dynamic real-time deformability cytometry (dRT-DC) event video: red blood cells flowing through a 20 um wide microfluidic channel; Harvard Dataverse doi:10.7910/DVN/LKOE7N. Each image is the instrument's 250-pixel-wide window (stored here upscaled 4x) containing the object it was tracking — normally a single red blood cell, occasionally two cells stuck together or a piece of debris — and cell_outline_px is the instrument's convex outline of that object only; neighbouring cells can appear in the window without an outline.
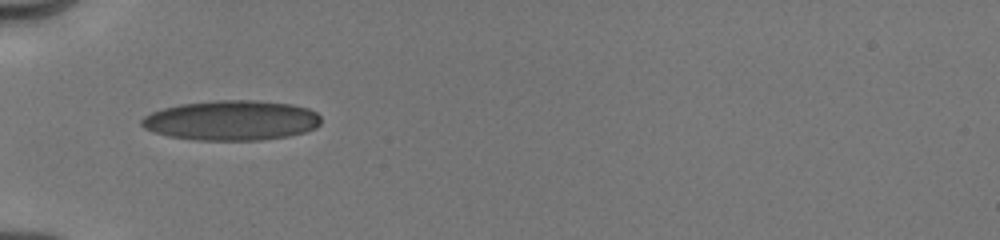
{"species": "human", "species_latin": "Homo sapiens", "temperature_condition": "cold", "stored_images_in_passage": 46, "camera_frame_rate_fps": 3000, "um_per_image_px": 0.085, "donor": {"sex": "male"}, "frame": {"image": 1, "passage_image": 1, "time_ms": 0.0, "image_size_px": [1000, 240], "cell_outline_px": [[320, 124], [316, 128], [304, 132], [288, 136], [260, 140], [196, 140], [168, 136], [144, 128], [140, 124], [140, 120], [144, 116], [152, 112], [164, 108], [180, 104], [216, 100], [256, 100], [292, 104], [308, 108], [316, 112], [320, 116]], "centroid_in_image_um": [19.69, 10.23], "position_along_channel_um": 65.3, "area_um2": 41.85}}
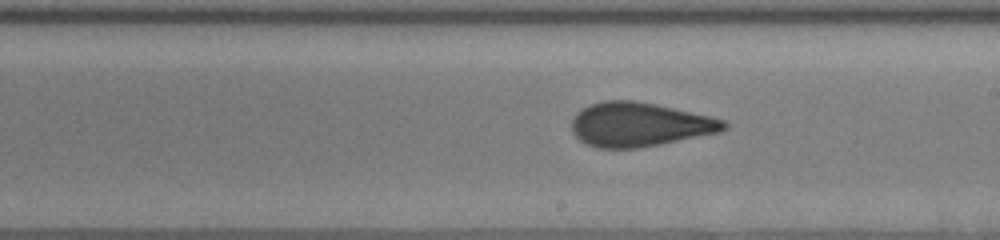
{"frame": {"image": 2, "passage_image": 27, "time_ms": 4.333, "image_size_px": [1000, 240], "cell_outline_px": [[728, 128], [720, 132], [660, 144], [636, 148], [596, 148], [580, 140], [572, 132], [572, 120], [576, 112], [592, 104], [604, 100], [636, 100], [656, 104], [712, 116], [724, 120], [728, 124]], "centroid_in_image_um": [54.37, 10.58], "position_along_channel_um": 234.6, "area_um2": 39.13}}
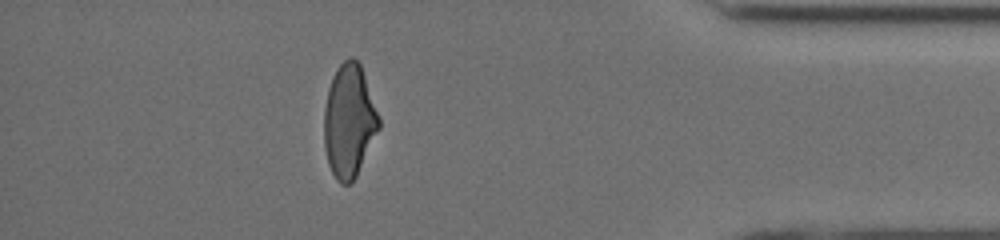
{"frame": {"image": 3, "passage_image": 41, "time_ms": 9.333, "image_size_px": [1000, 240], "cell_outline_px": [[380, 128], [356, 176], [348, 184], [340, 184], [336, 180], [328, 164], [324, 144], [324, 108], [328, 88], [332, 76], [336, 68], [348, 56], [352, 56], [360, 64], [380, 120]], "centroid_in_image_um": [29.65, 10.28], "position_along_channel_um": 405.5, "area_um2": 36.01}, "authors_computed_cell_mechanics": {"area_um2": 39.3618, "velocity_mm_per_s": 4.0452, "shape_relaxation_time_tau1_ms": 6.872, "shape_relaxation_time_tau2_ms": 1.3501, "deformation_change_tau1": 0.1798, "deformation_change_tau2": 0.0769}}